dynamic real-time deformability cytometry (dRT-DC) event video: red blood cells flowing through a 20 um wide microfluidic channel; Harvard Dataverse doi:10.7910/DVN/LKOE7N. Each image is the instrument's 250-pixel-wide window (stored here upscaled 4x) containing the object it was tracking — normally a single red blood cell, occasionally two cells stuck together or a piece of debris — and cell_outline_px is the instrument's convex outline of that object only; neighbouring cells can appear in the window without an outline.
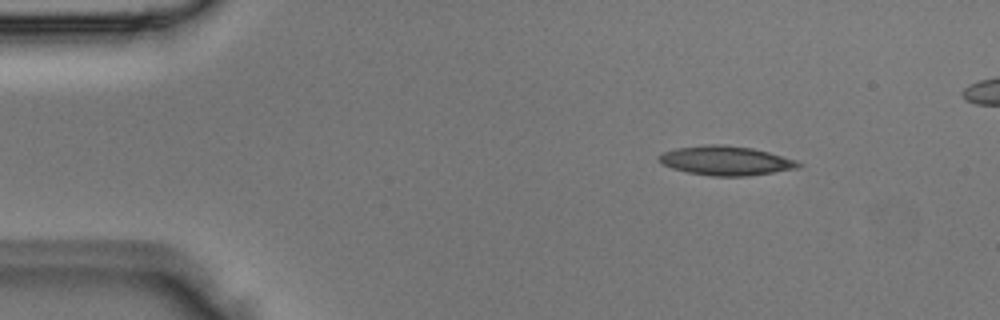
{"species": "Egyptian fruit bat (a non-hibernating species)", "species_latin": "Rousettus aegyptiacus", "temperature_condition": "room temperature", "stored_images_in_passage": 3, "camera_frame_rate_fps": 3000, "um_per_image_px": 0.085, "animal": {"sex": "male"}, "frame": {"image": 1, "passage_image": 1, "time_ms": 0.0, "image_size_px": [1000, 320], "cell_outline_px": [[800, 168], [748, 176], [712, 176], [688, 172], [672, 168], [656, 160], [656, 156], [660, 152], [676, 148], [704, 144], [724, 144], [752, 148], [768, 152], [796, 160], [800, 164]], "centroid_in_image_um": [61.64, 13.64], "position_along_channel_um": 23.4, "area_um2": 23.93}}